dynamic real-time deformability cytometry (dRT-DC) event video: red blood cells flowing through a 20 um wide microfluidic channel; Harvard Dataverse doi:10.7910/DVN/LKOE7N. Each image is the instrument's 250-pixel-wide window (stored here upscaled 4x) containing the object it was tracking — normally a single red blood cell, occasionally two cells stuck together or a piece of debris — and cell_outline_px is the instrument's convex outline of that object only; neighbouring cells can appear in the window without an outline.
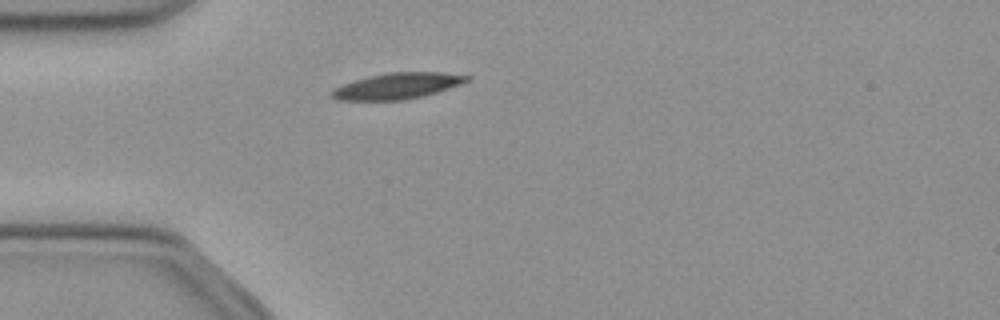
{"species": "common noctule bat (a hibernating species)", "species_latin": "Nyctalus noctula", "temperature_condition": "cold", "stored_images_in_passage": 39, "camera_frame_rate_fps": 3000, "um_per_image_px": 0.085, "animal": {"sex": "female", "body_mass_g": 21.9}, "frame": {"image": 1, "passage_image": 1, "time_ms": 0.0, "image_size_px": [1000, 320], "cell_outline_px": [[472, 76], [468, 80], [460, 84], [424, 96], [404, 100], [340, 100], [328, 96], [328, 92], [332, 88], [368, 76], [388, 72], [444, 72]], "centroid_in_image_um": [33.73, 7.3], "position_along_channel_um": 51.3, "area_um2": 20.58}}
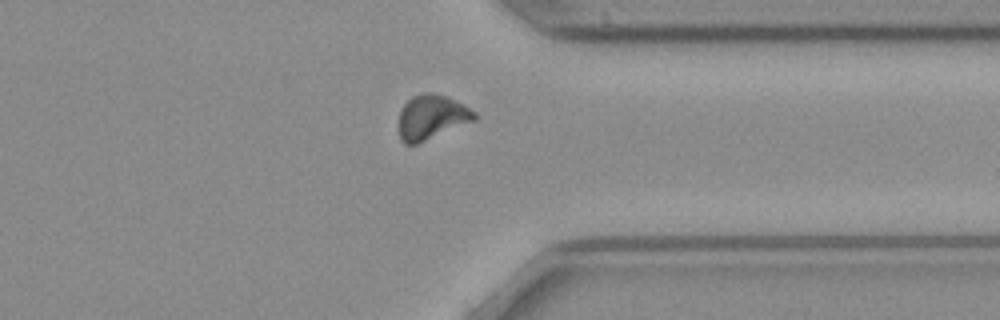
{"frame": {"image": 2, "passage_image": 27, "time_ms": 8.667, "image_size_px": [1000, 320], "cell_outline_px": [[476, 120], [416, 144], [404, 144], [400, 140], [400, 108], [412, 96], [420, 92], [432, 92], [448, 96], [464, 104], [476, 112]], "centroid_in_image_um": [36.7, 9.93], "position_along_channel_um": 374.7, "area_um2": 19.77}}
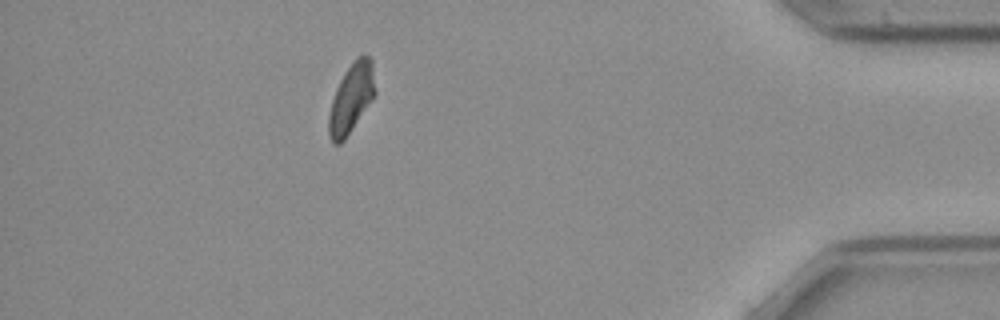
{"frame": {"image": 3, "passage_image": 33, "time_ms": 10.667, "image_size_px": [1000, 320], "cell_outline_px": [[376, 92], [372, 100], [344, 140], [340, 144], [332, 144], [328, 136], [328, 116], [332, 100], [336, 88], [344, 72], [356, 56], [372, 56]], "centroid_in_image_um": [29.86, 8.34], "position_along_channel_um": 405.3, "area_um2": 18.9}, "authors_computed_cell_mechanics": {"area_um2": 19.8832, "velocity_mm_per_s": 3.8787, "shape_relaxation_time_tau1_ms": 2.6921, "shape_relaxation_time_tau2_ms": null, "deformation_change_tau1": 0.1105, "deformation_change_tau2": null}}